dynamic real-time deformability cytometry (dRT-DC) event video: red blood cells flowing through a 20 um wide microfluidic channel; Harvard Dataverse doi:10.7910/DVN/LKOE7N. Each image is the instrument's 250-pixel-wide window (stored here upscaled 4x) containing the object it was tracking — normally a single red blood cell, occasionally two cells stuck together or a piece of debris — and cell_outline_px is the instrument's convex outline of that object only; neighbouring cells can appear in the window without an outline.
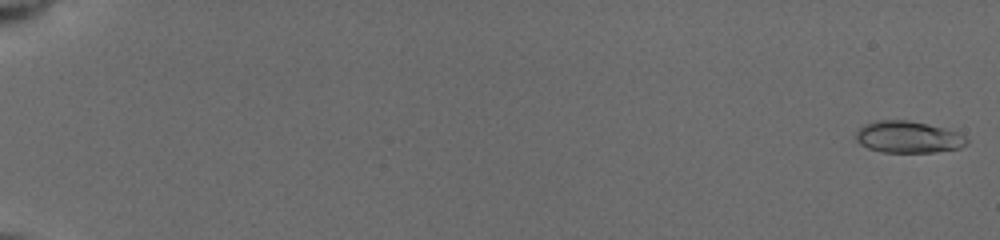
{"species": "common noctule bat (a hibernating species)", "species_latin": "Nyctalus noctula", "temperature_condition": "cold", "stored_images_in_passage": 36, "camera_frame_rate_fps": 3000, "um_per_image_px": 0.085, "animal": {"sex": "female", "body_mass_g": 19.5, "forearm_length_mm": 54.1}, "frame": {"image": 1, "passage_image": 1, "time_ms": 0.0, "image_size_px": [1000, 240], "cell_outline_px": [[968, 144], [960, 148], [932, 152], [880, 152], [868, 148], [860, 144], [856, 140], [856, 132], [864, 124], [876, 120], [908, 120], [928, 124], [956, 132], [964, 136], [968, 140]], "centroid_in_image_um": [77.17, 11.65], "position_along_channel_um": 7.8, "area_um2": 20.46}}
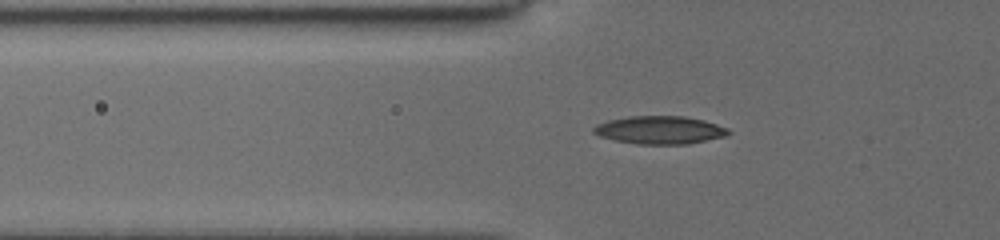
{"frame": {"image": 2, "passage_image": 29, "time_ms": 6.667, "image_size_px": [1000, 240], "cell_outline_px": [[732, 132], [724, 136], [688, 144], [636, 144], [616, 140], [600, 136], [592, 132], [592, 128], [596, 124], [608, 120], [628, 116], [684, 116], [704, 120], [728, 128]], "centroid_in_image_um": [56.06, 11.04], "position_along_channel_um": 69.7, "area_um2": 21.96}}
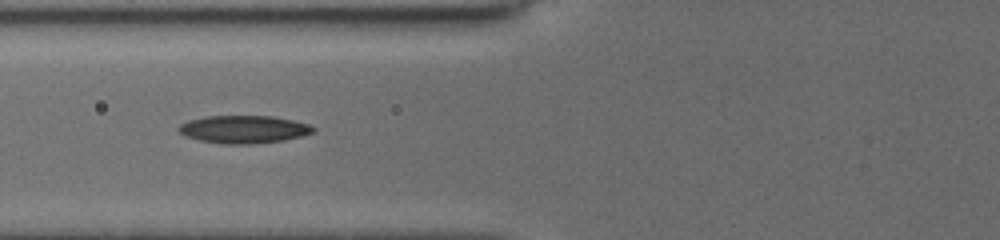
{"frame": {"image": 3, "passage_image": 35, "time_ms": 7.667, "image_size_px": [1000, 240], "cell_outline_px": [[316, 132], [284, 140], [252, 144], [220, 144], [200, 140], [184, 136], [176, 128], [180, 124], [188, 120], [204, 116], [272, 116], [292, 120], [308, 124], [316, 128]], "centroid_in_image_um": [20.69, 10.99], "position_along_channel_um": 105.1, "area_um2": 21.91}}